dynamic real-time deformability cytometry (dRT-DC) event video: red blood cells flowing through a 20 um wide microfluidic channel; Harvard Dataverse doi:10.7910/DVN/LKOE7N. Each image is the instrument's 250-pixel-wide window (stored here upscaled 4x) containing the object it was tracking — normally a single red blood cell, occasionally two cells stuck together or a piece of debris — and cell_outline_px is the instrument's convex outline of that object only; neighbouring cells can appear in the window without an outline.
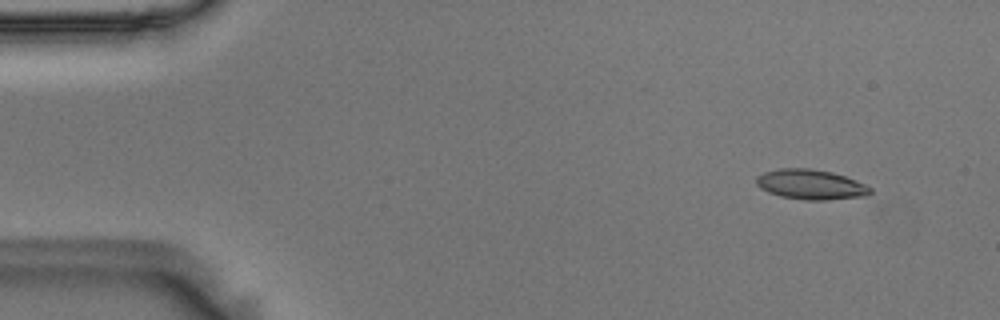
{"species": "Egyptian fruit bat (a non-hibernating species)", "species_latin": "Rousettus aegyptiacus", "temperature_condition": "room temperature", "stored_images_in_passage": 51, "camera_frame_rate_fps": 3000, "um_per_image_px": 0.085, "animal": {"sex": "male"}, "frame": {"image": 1, "passage_image": 1, "time_ms": 0.0, "image_size_px": [1000, 320], "cell_outline_px": [[872, 192], [868, 196], [828, 200], [808, 200], [780, 196], [768, 192], [760, 188], [756, 184], [756, 176], [764, 172], [780, 168], [808, 168], [832, 172], [856, 180], [872, 188]], "centroid_in_image_um": [68.92, 15.68], "position_along_channel_um": 16.1, "area_um2": 20.0}}
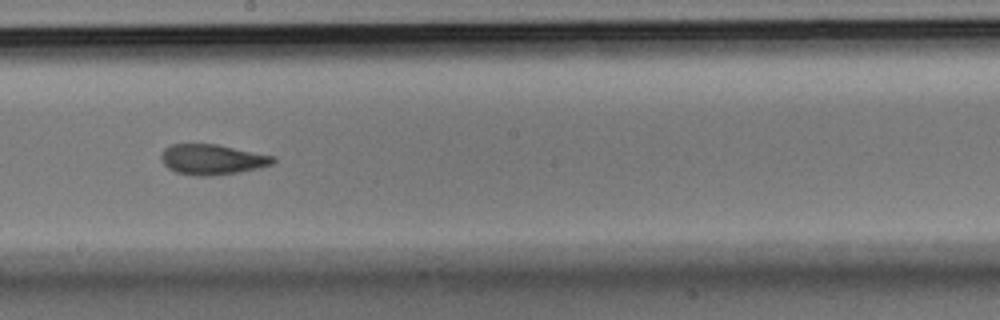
{"frame": {"image": 2, "passage_image": 27, "time_ms": 8.667, "image_size_px": [1000, 320], "cell_outline_px": [[276, 160], [272, 164], [260, 168], [236, 172], [208, 176], [196, 176], [176, 172], [168, 168], [164, 164], [160, 156], [164, 148], [172, 144], [216, 144], [276, 156]], "centroid_in_image_um": [18.04, 13.55], "position_along_channel_um": 230.2, "area_um2": 19.77}}
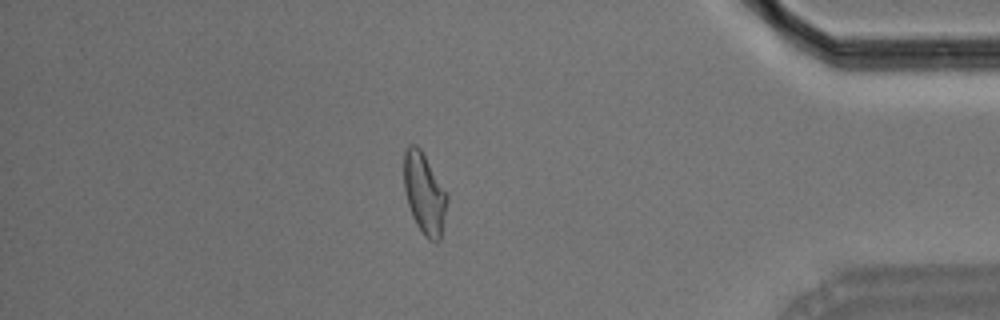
{"frame": {"image": 3, "passage_image": 44, "time_ms": 14.333, "image_size_px": [1000, 320], "cell_outline_px": [[448, 196], [440, 240], [436, 244], [428, 240], [424, 236], [416, 224], [412, 216], [408, 204], [404, 188], [404, 152], [408, 144], [416, 144], [420, 148]], "centroid_in_image_um": [36.05, 16.48], "position_along_channel_um": 399.1, "area_um2": 20.23}, "authors_computed_cell_mechanics": {"area_um2": 19.9988, "velocity_mm_per_s": 3.6107, "shape_relaxation_time_tau1_ms": 5.9279, "shape_relaxation_time_tau2_ms": 1.9395, "deformation_change_tau1": 0.1888, "deformation_change_tau2": 0.1036}}